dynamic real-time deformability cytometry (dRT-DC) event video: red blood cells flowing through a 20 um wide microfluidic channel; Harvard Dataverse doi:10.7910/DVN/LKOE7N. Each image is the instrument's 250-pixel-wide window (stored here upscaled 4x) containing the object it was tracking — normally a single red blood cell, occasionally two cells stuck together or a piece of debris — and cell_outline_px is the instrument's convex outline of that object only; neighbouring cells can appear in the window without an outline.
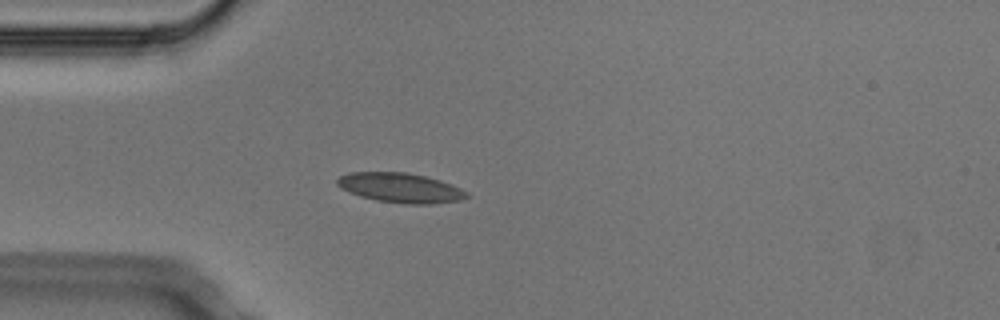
{"species": "Egyptian fruit bat (a non-hibernating species)", "species_latin": "Rousettus aegyptiacus", "temperature_condition": "cold", "stored_images_in_passage": 5, "camera_frame_rate_fps": 3000, "um_per_image_px": 0.085, "animal": {"sex": "male"}, "frame": {"image": 1, "passage_image": 5, "time_ms": 1.333, "image_size_px": [1000, 320], "cell_outline_px": [[468, 196], [460, 200], [432, 204], [408, 204], [376, 200], [360, 196], [348, 192], [340, 188], [336, 184], [336, 180], [340, 176], [348, 172], [408, 172], [440, 180], [452, 184], [468, 192]], "centroid_in_image_um": [34.01, 15.96], "position_along_channel_um": 51.0, "area_um2": 22.48}}